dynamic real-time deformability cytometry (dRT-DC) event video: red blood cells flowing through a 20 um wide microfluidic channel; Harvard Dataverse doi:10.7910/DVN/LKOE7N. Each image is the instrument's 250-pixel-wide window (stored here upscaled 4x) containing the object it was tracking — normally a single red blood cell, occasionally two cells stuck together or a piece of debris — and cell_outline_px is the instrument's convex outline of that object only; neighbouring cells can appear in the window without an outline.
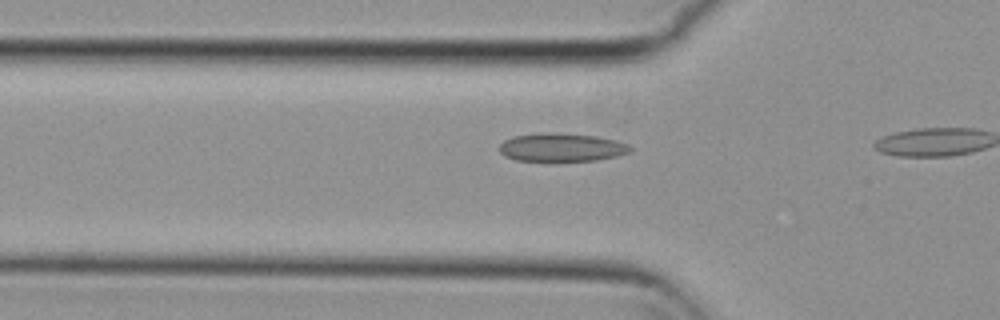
{"species": "common noctule bat (a hibernating species)", "species_latin": "Nyctalus noctula", "temperature_condition": "cold", "stored_images_in_passage": 10, "camera_frame_rate_fps": 3000, "um_per_image_px": 0.085, "animal": {"sex": "female", "body_mass_g": 29.2, "forearm_length_mm": 56.3}, "frame": {"image": 1, "passage_image": 9, "time_ms": 2.667, "image_size_px": [1000, 320], "cell_outline_px": [[632, 152], [616, 156], [596, 160], [552, 164], [548, 164], [516, 160], [504, 156], [496, 148], [504, 140], [512, 136], [540, 132], [552, 132], [596, 136], [616, 140], [628, 144], [632, 148]], "centroid_in_image_um": [47.67, 12.57], "position_along_channel_um": 78.1, "area_um2": 22.89}}